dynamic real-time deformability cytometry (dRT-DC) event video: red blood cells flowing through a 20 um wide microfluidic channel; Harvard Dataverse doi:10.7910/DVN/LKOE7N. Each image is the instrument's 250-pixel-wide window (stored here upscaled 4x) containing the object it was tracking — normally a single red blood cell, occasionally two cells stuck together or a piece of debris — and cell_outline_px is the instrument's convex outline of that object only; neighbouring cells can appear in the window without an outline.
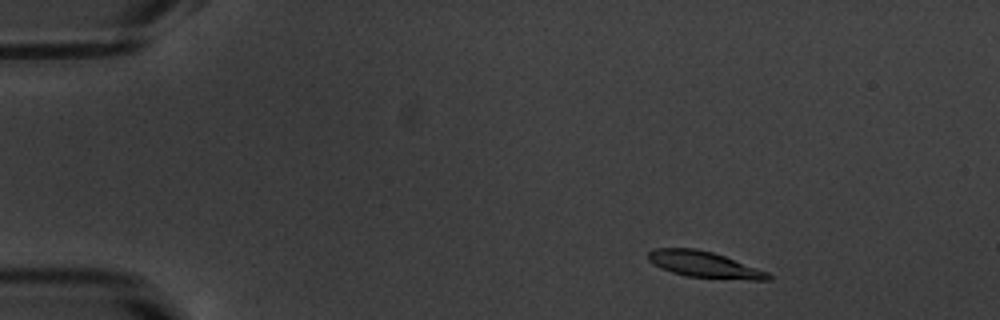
{"species": "common noctule bat (a hibernating species)", "species_latin": "Nyctalus noctula", "temperature_condition": "warm", "stored_images_in_passage": 52, "segment_of_instrument_passage": [1, 2], "camera_frame_rate_fps": 3000, "um_per_image_px": 0.085, "animal": {"sex": "male", "body_mass_g": 20.1, "forearm_length_mm": 53.5}, "frame": {"image": 1, "passage_image": 5, "time_ms": 1.333, "image_size_px": [1000, 320], "cell_outline_px": [[772, 280], [748, 280], [688, 276], [672, 272], [660, 268], [652, 264], [648, 260], [648, 252], [652, 248], [696, 248], [712, 252], [724, 256], [768, 272], [772, 276]], "centroid_in_image_um": [59.84, 22.48], "position_along_channel_um": 25.2, "area_um2": 18.26}}
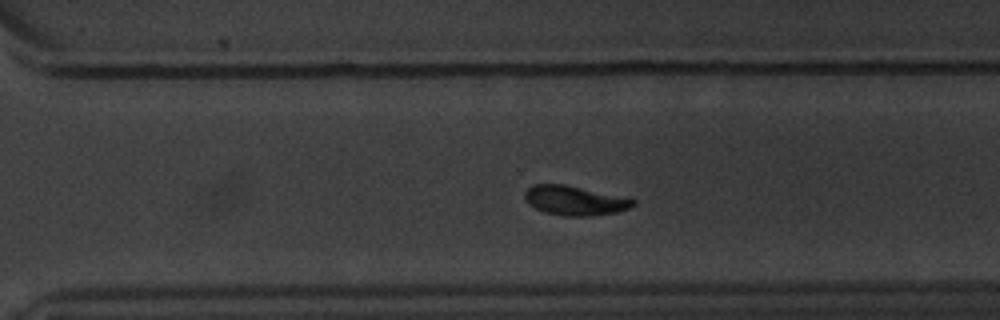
{"frame": {"image": 2, "passage_image": 35, "time_ms": 11.333, "image_size_px": [1000, 320], "cell_outline_px": [[636, 204], [628, 208], [616, 212], [592, 216], [564, 216], [544, 212], [528, 204], [524, 196], [524, 192], [532, 184], [564, 184], [636, 200]], "centroid_in_image_um": [48.8, 17.05], "position_along_channel_um": 321.8, "area_um2": 18.38}}
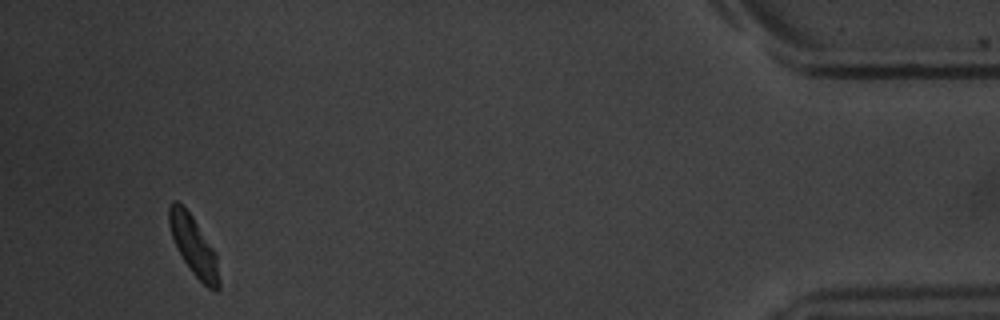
{"frame": {"image": 3, "passage_image": 48, "time_ms": 15.667, "image_size_px": [1000, 320], "cell_outline_px": [[220, 288], [216, 292], [208, 288], [192, 272], [184, 260], [172, 236], [168, 224], [168, 208], [172, 200], [176, 200], [192, 216], [216, 252], [220, 280]], "centroid_in_image_um": [16.48, 20.91], "position_along_channel_um": 418.7, "area_um2": 17.05}}